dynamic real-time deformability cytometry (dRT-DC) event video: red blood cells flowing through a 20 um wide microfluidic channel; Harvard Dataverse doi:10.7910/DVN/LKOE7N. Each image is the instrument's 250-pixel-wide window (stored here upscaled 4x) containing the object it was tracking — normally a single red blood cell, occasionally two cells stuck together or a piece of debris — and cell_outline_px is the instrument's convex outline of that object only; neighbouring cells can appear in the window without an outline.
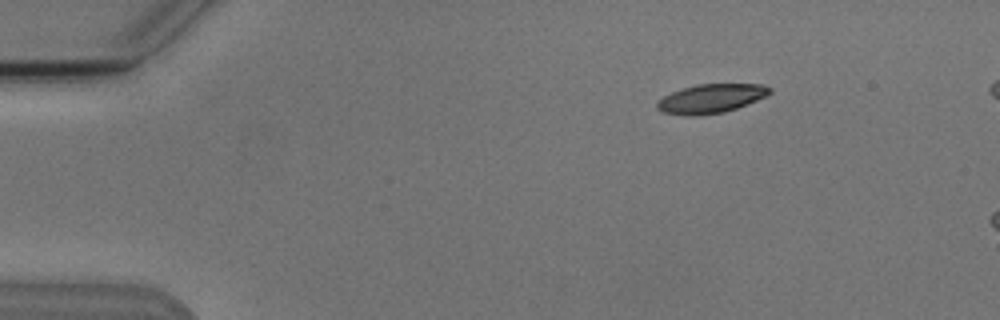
{"species": "Egyptian fruit bat (a non-hibernating species)", "species_latin": "Rousettus aegyptiacus", "temperature_condition": "cold", "stored_images_in_passage": 4, "camera_frame_rate_fps": 3000, "um_per_image_px": 0.085, "animal": {"sex": "male"}, "frame": {"image": 1, "passage_image": 2, "time_ms": 1.333, "image_size_px": [1000, 320], "cell_outline_px": [[772, 92], [768, 96], [736, 108], [724, 112], [700, 116], [688, 116], [664, 112], [656, 108], [656, 100], [672, 92], [696, 84], [764, 84], [772, 88]], "centroid_in_image_um": [60.45, 8.38], "position_along_channel_um": 24.5, "area_um2": 19.19}}